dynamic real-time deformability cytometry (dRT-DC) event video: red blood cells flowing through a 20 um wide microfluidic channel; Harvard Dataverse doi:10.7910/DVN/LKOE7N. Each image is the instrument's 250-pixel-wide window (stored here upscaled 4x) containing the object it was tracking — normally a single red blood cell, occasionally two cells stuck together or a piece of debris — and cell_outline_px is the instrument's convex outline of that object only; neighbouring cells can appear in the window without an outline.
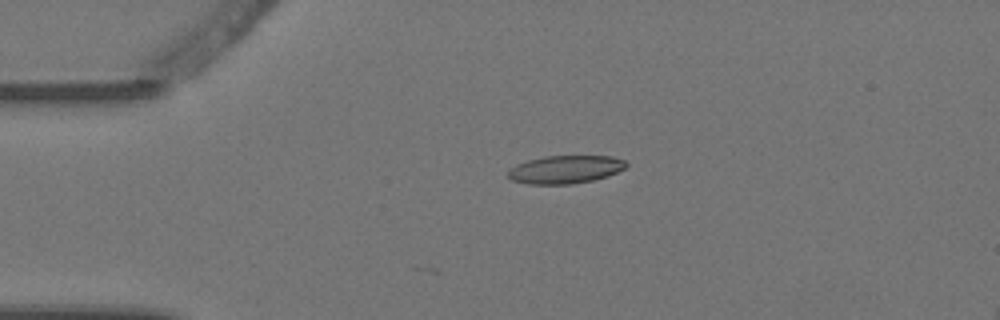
{"species": "Egyptian fruit bat (a non-hibernating species)", "species_latin": "Rousettus aegyptiacus", "temperature_condition": "warm", "stored_images_in_passage": 5, "camera_frame_rate_fps": 3000, "um_per_image_px": 0.085, "animal": {"sex": "female"}, "frame": {"image": 1, "passage_image": 4, "time_ms": 1.0, "image_size_px": [1000, 320], "cell_outline_px": [[628, 168], [608, 176], [592, 180], [572, 184], [528, 184], [512, 180], [508, 176], [508, 172], [516, 164], [528, 160], [544, 156], [612, 156], [624, 160], [628, 164]], "centroid_in_image_um": [48.09, 14.4], "position_along_channel_um": 36.9, "area_um2": 19.36}}